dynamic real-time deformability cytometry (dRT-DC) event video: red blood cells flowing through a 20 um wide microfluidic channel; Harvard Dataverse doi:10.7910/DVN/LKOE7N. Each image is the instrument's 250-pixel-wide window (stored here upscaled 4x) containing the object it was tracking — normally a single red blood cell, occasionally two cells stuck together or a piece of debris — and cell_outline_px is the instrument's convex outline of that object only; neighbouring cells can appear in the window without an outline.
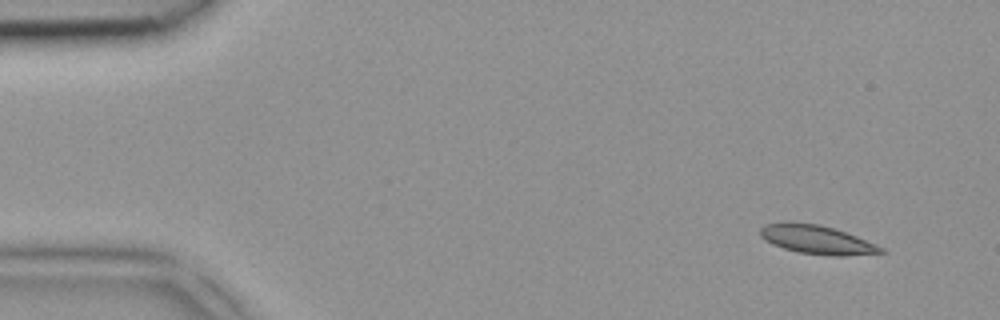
{"species": "common noctule bat (a hibernating species)", "species_latin": "Nyctalus noctula", "temperature_condition": "room temperature", "stored_images_in_passage": 4, "camera_frame_rate_fps": 3000, "um_per_image_px": 0.085, "animal": {"sex": "female", "body_mass_g": 18.4}, "frame": {"image": 1, "passage_image": 1, "time_ms": 0.0, "image_size_px": [1000, 320], "cell_outline_px": [[888, 252], [840, 256], [832, 256], [800, 252], [784, 248], [772, 244], [764, 240], [760, 236], [760, 228], [764, 224], [784, 220], [788, 220], [820, 224], [856, 236], [876, 244], [884, 248]], "centroid_in_image_um": [69.37, 20.34], "position_along_channel_um": 15.6, "area_um2": 20.46}}